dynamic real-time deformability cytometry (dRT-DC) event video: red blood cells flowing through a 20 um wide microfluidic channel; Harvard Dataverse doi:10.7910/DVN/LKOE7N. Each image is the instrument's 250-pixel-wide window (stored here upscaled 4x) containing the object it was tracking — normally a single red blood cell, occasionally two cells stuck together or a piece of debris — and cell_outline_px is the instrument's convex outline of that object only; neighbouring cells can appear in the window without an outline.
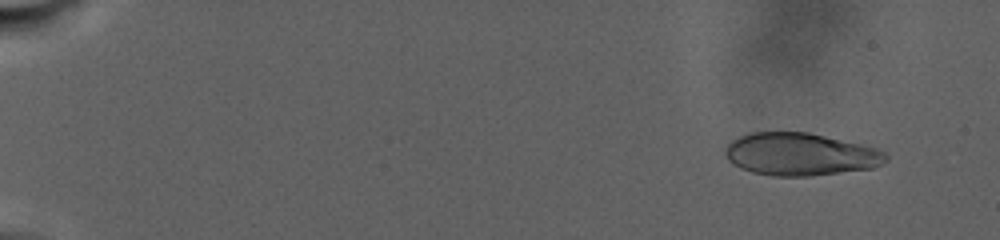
{"species": "human", "species_latin": "Homo sapiens", "temperature_condition": "warm", "stored_images_in_passage": 40, "camera_frame_rate_fps": 3000, "um_per_image_px": 0.085, "donor": {"sex": "male"}, "frame": {"image": 1, "passage_image": 3, "time_ms": 1.667, "image_size_px": [1000, 240], "cell_outline_px": [[888, 160], [872, 168], [812, 176], [772, 176], [752, 172], [740, 168], [732, 164], [728, 160], [724, 152], [724, 148], [732, 140], [740, 136], [752, 132], [808, 132], [864, 144], [876, 148], [884, 152], [888, 156]], "centroid_in_image_um": [68.02, 13.11], "position_along_channel_um": 17.0, "area_um2": 40.11}}
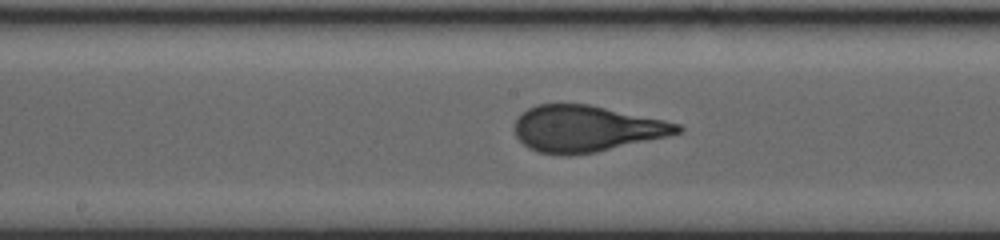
{"frame": {"image": 2, "passage_image": 22, "time_ms": 16.667, "image_size_px": [1000, 240], "cell_outline_px": [[684, 128], [680, 132], [668, 136], [596, 152], [568, 156], [560, 156], [540, 152], [528, 148], [516, 136], [512, 128], [512, 124], [528, 108], [536, 104], [588, 104], [664, 120], [680, 124]], "centroid_in_image_um": [49.8, 10.95], "position_along_channel_um": 198.4, "area_um2": 43.99}}
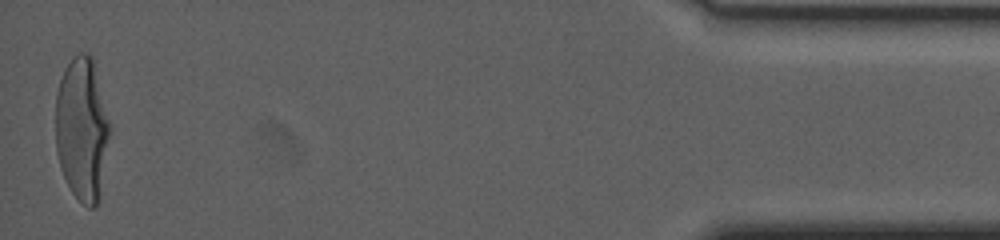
{"frame": {"image": 3, "passage_image": 40, "time_ms": 29.667, "image_size_px": [1000, 240], "cell_outline_px": [[112, 128], [100, 200], [96, 208], [88, 208], [72, 192], [60, 168], [56, 152], [56, 92], [64, 68], [72, 56], [80, 52], [88, 52], [92, 56]], "centroid_in_image_um": [7.0, 10.98], "position_along_channel_um": 428.2, "area_um2": 46.3}, "authors_computed_cell_mechanics": {"area_um2": 43.0321, "velocity_mm_per_s": 2.332, "shape_relaxation_time_tau1_ms": 7.345, "shape_relaxation_time_tau2_ms": null, "deformation_change_tau1": 0.2351, "deformation_change_tau2": null}}